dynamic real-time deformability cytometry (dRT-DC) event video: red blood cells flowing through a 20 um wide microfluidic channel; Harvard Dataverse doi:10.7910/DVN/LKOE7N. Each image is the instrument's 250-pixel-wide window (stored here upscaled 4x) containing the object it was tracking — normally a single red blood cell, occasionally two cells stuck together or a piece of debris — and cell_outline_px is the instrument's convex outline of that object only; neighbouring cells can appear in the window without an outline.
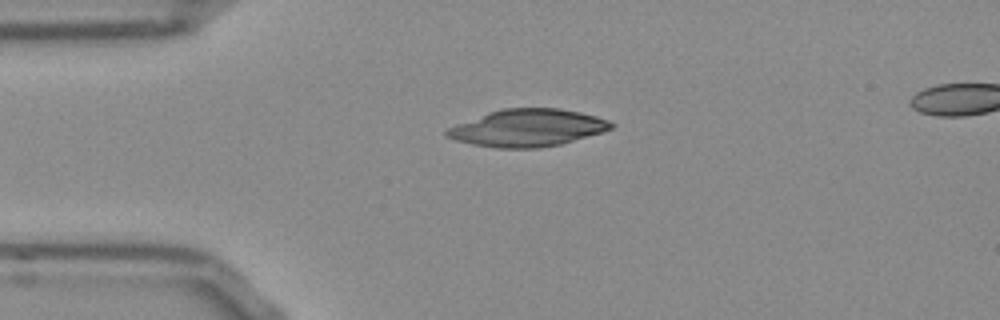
{"species": "Egyptian fruit bat (a non-hibernating species)", "species_latin": "Rousettus aegyptiacus", "temperature_condition": "room temperature", "stored_images_in_passage": 41, "camera_frame_rate_fps": 3000, "um_per_image_px": 0.085, "frame": {"image": 1, "passage_image": 1, "time_ms": 0.0, "image_size_px": [1000, 320], "cell_outline_px": [[616, 124], [612, 128], [600, 132], [560, 144], [540, 148], [496, 148], [472, 144], [456, 140], [444, 136], [444, 132], [448, 128], [488, 112], [504, 108], [560, 108], [580, 112], [596, 116], [608, 120]], "centroid_in_image_um": [44.83, 10.87], "position_along_channel_um": 40.2, "area_um2": 35.43}}
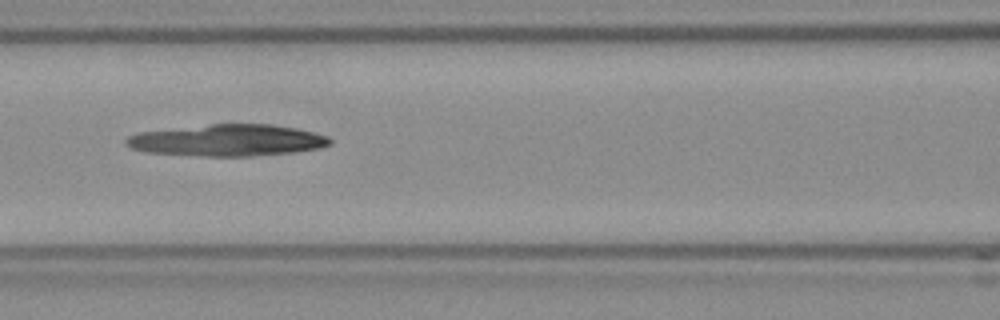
{"frame": {"image": 2, "passage_image": 11, "time_ms": 3.333, "image_size_px": [1000, 320], "cell_outline_px": [[332, 144], [320, 148], [292, 152], [248, 156], [208, 156], [148, 152], [132, 148], [124, 144], [124, 140], [128, 136], [140, 132], [208, 124], [272, 124], [296, 128], [328, 136], [332, 140]], "centroid_in_image_um": [19.35, 11.92], "position_along_channel_um": 147.2, "area_um2": 37.4}}
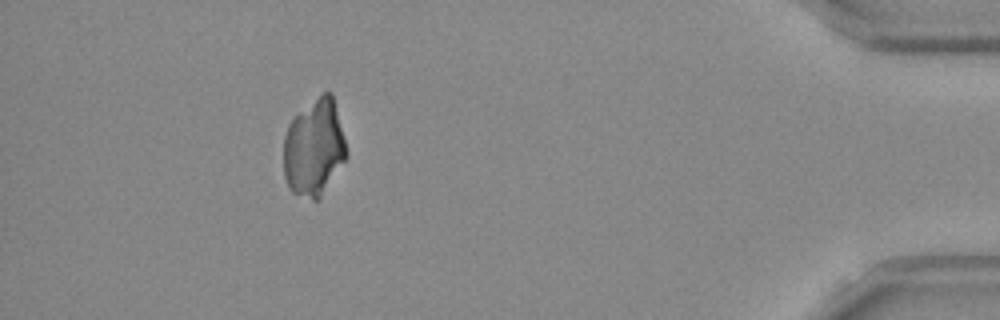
{"frame": {"image": 3, "passage_image": 36, "time_ms": 11.667, "image_size_px": [1000, 320], "cell_outline_px": [[348, 156], [320, 200], [312, 200], [292, 192], [288, 188], [284, 176], [284, 136], [288, 124], [320, 92], [332, 92], [348, 152]], "centroid_in_image_um": [26.71, 12.59], "position_along_channel_um": 408.5, "area_um2": 35.84}}